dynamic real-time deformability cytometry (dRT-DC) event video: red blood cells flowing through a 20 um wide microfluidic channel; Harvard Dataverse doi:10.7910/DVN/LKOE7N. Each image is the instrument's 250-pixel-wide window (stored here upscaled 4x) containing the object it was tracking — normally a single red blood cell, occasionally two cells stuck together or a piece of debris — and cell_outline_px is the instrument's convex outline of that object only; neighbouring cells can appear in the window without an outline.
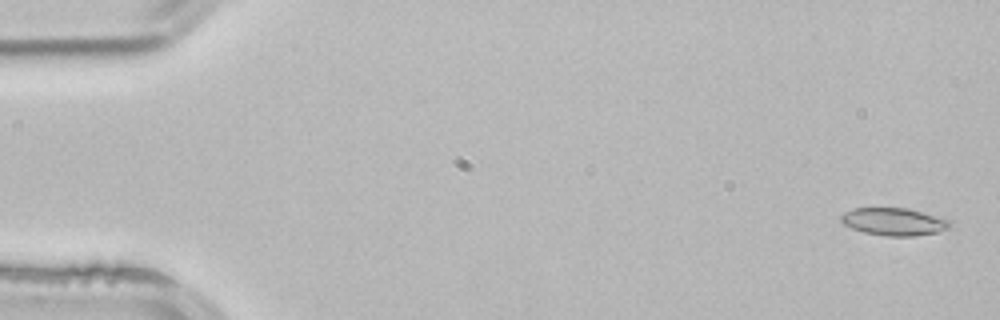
{"species": "common noctule bat (a hibernating species)", "species_latin": "Nyctalus noctula", "temperature_condition": "room temperature", "stored_images_in_passage": 53, "camera_frame_rate_fps": 3000, "um_per_image_px": 0.085, "animal": {"sex": "male", "body_mass_g": 21.5, "forearm_length_mm": 52.0}, "frame": {"image": 1, "passage_image": 2, "time_ms": 0.333, "image_size_px": [1000, 320], "cell_outline_px": [[952, 224], [948, 228], [940, 232], [916, 236], [888, 236], [864, 232], [852, 228], [844, 224], [840, 220], [840, 216], [844, 212], [852, 208], [908, 208], [952, 220]], "centroid_in_image_um": [76.01, 18.84], "position_along_channel_um": 9.0, "area_um2": 17.63}}
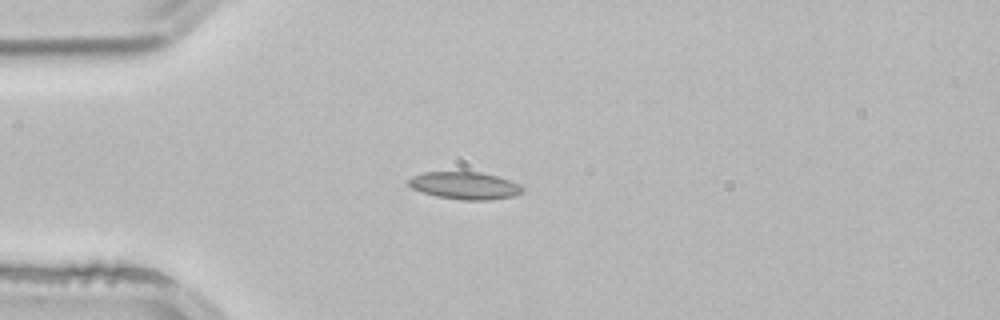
{"frame": {"image": 2, "passage_image": 14, "time_ms": 4.333, "image_size_px": [1000, 320], "cell_outline_px": [[524, 192], [512, 196], [488, 200], [464, 200], [436, 196], [412, 188], [408, 184], [408, 180], [412, 176], [424, 172], [480, 172], [496, 176], [520, 184], [524, 188]], "centroid_in_image_um": [39.52, 15.77], "position_along_channel_um": 45.5, "area_um2": 18.03}}
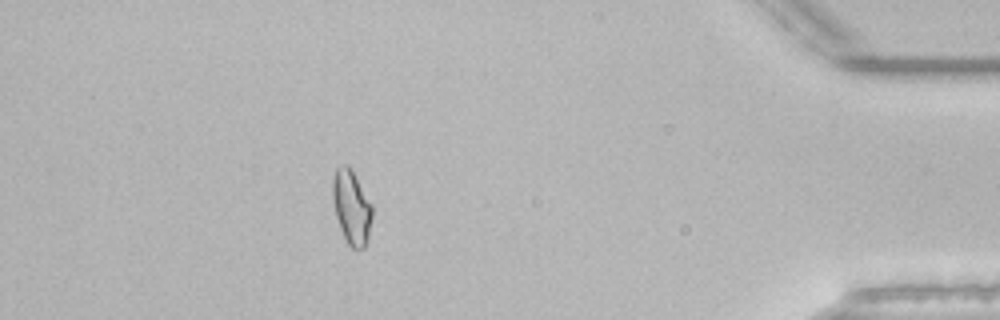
{"frame": {"image": 3, "passage_image": 47, "time_ms": 15.333, "image_size_px": [1000, 320], "cell_outline_px": [[372, 216], [368, 236], [364, 248], [352, 248], [348, 244], [340, 228], [336, 216], [332, 200], [332, 180], [336, 168], [344, 164], [348, 164], [372, 204]], "centroid_in_image_um": [29.86, 17.59], "position_along_channel_um": 405.3, "area_um2": 16.94}, "authors_computed_cell_mechanics": {"area_um2": 16.8198, "velocity_mm_per_s": 3.8818, "shape_relaxation_time_tau1_ms": null, "shape_relaxation_time_tau2_ms": 2.1376, "deformation_change_tau1": null, "deformation_change_tau2": 0.0697}}